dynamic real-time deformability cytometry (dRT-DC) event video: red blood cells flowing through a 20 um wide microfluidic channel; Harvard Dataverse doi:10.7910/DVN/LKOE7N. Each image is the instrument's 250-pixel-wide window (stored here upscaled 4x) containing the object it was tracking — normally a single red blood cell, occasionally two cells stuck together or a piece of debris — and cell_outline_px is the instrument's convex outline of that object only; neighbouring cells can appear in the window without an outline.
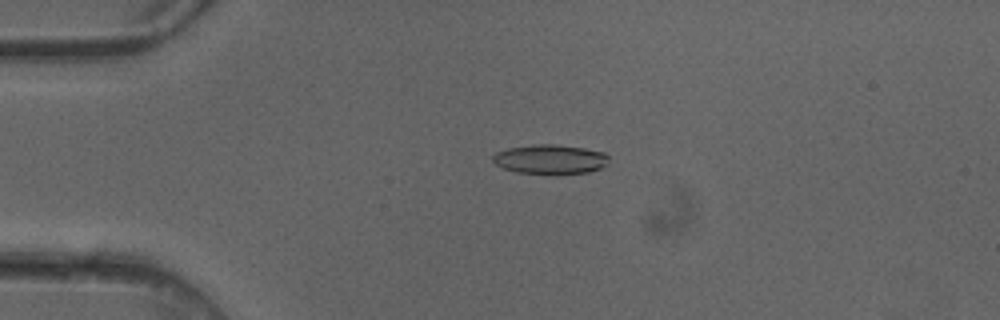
{"species": "common noctule bat (a hibernating species)", "species_latin": "Nyctalus noctula", "temperature_condition": "cold", "stored_images_in_passage": 3, "camera_frame_rate_fps": 3000, "um_per_image_px": 0.085, "animal": {"sex": "female"}, "frame": {"image": 1, "passage_image": 2, "time_ms": 0.333, "image_size_px": [1000, 320], "cell_outline_px": [[608, 160], [600, 168], [588, 172], [548, 176], [516, 172], [504, 168], [496, 164], [492, 160], [492, 156], [496, 152], [508, 148], [536, 144], [556, 144], [584, 148], [604, 152], [608, 156]], "centroid_in_image_um": [46.74, 13.56], "position_along_channel_um": 38.3, "area_um2": 20.29}}